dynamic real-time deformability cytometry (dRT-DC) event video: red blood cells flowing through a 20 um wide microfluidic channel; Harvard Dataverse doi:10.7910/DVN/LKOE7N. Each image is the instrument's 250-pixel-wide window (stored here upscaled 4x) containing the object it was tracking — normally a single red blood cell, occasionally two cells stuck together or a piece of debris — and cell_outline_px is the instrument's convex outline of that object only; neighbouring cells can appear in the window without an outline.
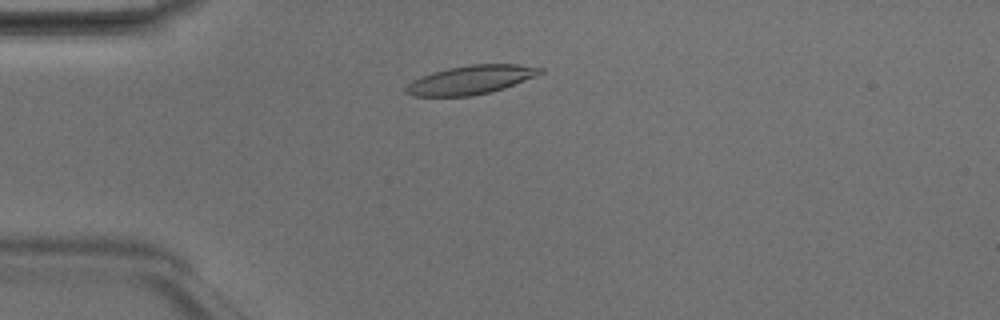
{"species": "Egyptian fruit bat (a non-hibernating species)", "species_latin": "Rousettus aegyptiacus", "temperature_condition": "room temperature", "stored_images_in_passage": 2, "camera_frame_rate_fps": 3000, "um_per_image_px": 0.085, "animal": {"sex": "male"}, "frame": {"image": 1, "passage_image": 2, "time_ms": 0.333, "image_size_px": [1000, 320], "cell_outline_px": [[544, 72], [536, 76], [504, 88], [492, 92], [472, 96], [412, 96], [404, 92], [404, 88], [412, 80], [420, 76], [432, 72], [448, 68], [472, 64], [516, 64], [544, 68]], "centroid_in_image_um": [40.0, 6.79], "position_along_channel_um": 45.0, "area_um2": 22.66}}